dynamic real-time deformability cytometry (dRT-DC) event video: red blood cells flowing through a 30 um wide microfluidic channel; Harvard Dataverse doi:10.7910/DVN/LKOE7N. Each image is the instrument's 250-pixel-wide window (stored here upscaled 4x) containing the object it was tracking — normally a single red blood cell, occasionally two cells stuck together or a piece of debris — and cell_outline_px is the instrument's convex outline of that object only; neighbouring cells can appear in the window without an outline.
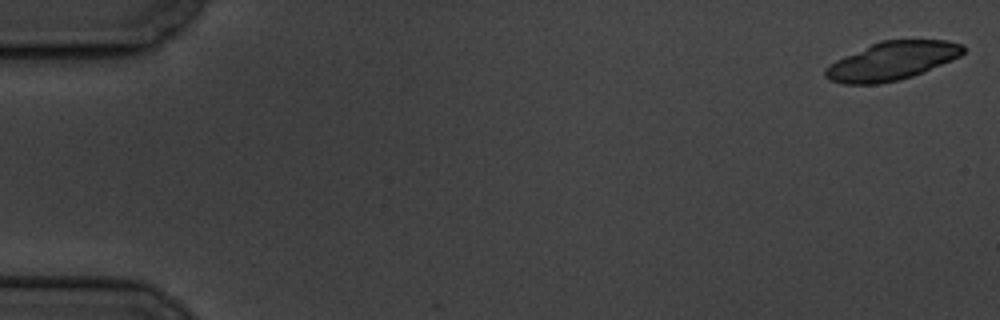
{"species": "common noctule bat (a hibernating species)", "species_latin": "Nyctalus noctula", "temperature_condition": "cold", "stored_images_in_passage": 4, "camera_frame_rate_fps": 3000, "um_per_image_px": 0.085, "animal": {"sex": "male", "body_mass_g": 19.5, "forearm_length_mm": 54.6}, "frame": {"image": 1, "passage_image": 1, "time_ms": 0.0, "image_size_px": [1000, 320], "cell_outline_px": [[964, 52], [960, 56], [912, 76], [896, 80], [876, 84], [844, 84], [832, 80], [824, 76], [824, 72], [836, 60], [844, 56], [880, 40], [948, 40], [964, 44]], "centroid_in_image_um": [75.83, 5.16], "position_along_channel_um": 9.2, "area_um2": 30.29}}